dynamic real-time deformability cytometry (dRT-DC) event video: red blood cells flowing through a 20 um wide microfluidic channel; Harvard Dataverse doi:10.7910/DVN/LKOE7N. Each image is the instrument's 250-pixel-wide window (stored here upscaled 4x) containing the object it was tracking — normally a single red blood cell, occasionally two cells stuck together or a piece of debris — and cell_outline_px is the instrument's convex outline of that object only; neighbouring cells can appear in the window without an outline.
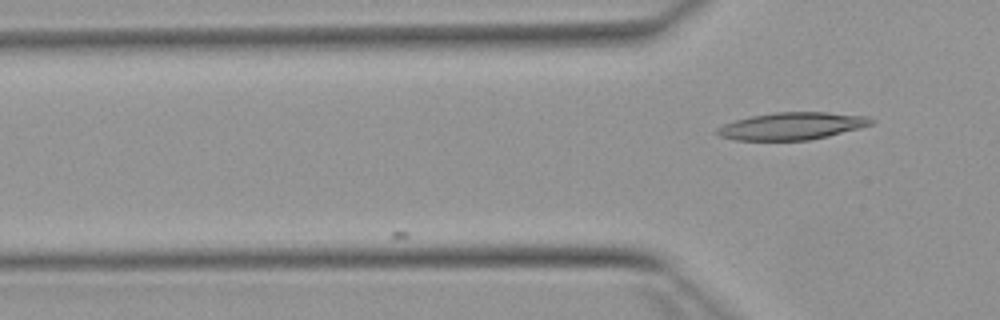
{"species": "Egyptian fruit bat (a non-hibernating species)", "species_latin": "Rousettus aegyptiacus", "temperature_condition": "warm", "stored_images_in_passage": 15, "camera_frame_rate_fps": 3000, "um_per_image_px": 0.085, "animal": {"sex": "female"}, "frame": {"image": 1, "passage_image": 15, "time_ms": 4.667, "image_size_px": [1000, 320], "cell_outline_px": [[876, 120], [872, 124], [860, 128], [828, 136], [808, 140], [736, 140], [720, 136], [712, 132], [716, 128], [724, 124], [736, 120], [752, 116], [776, 112], [828, 112], [868, 116]], "centroid_in_image_um": [67.32, 10.71], "position_along_channel_um": 58.5, "area_um2": 24.57}}